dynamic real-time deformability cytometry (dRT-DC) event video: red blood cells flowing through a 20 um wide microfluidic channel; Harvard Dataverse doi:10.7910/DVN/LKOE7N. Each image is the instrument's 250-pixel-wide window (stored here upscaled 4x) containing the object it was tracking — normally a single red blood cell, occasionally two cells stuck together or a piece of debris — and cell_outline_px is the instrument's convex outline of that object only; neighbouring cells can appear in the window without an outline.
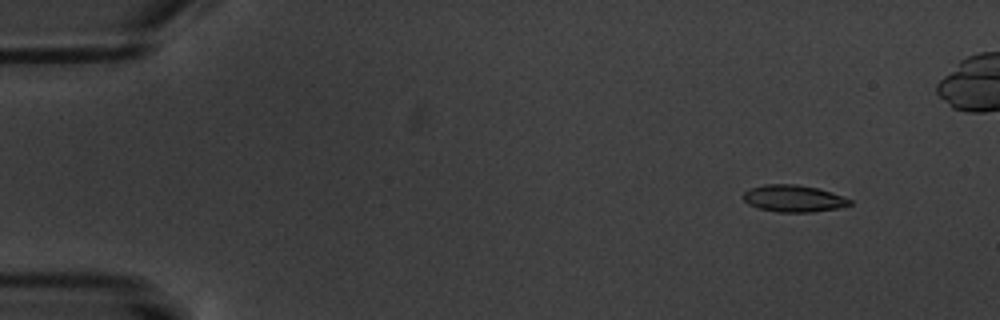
{"species": "common noctule bat (a hibernating species)", "species_latin": "Nyctalus noctula", "temperature_condition": "warm", "stored_images_in_passage": 7, "camera_frame_rate_fps": 3000, "um_per_image_px": 0.085, "animal": {"sex": "male", "body_mass_g": 20.1, "forearm_length_mm": 53.5}, "frame": {"image": 1, "passage_image": 2, "time_ms": 1.333, "image_size_px": [1000, 320], "cell_outline_px": [[852, 204], [840, 208], [812, 212], [776, 212], [756, 208], [748, 204], [740, 196], [744, 192], [752, 188], [764, 184], [796, 184], [816, 188], [832, 192], [852, 200]], "centroid_in_image_um": [67.43, 16.88], "position_along_channel_um": 17.6, "area_um2": 16.88}}